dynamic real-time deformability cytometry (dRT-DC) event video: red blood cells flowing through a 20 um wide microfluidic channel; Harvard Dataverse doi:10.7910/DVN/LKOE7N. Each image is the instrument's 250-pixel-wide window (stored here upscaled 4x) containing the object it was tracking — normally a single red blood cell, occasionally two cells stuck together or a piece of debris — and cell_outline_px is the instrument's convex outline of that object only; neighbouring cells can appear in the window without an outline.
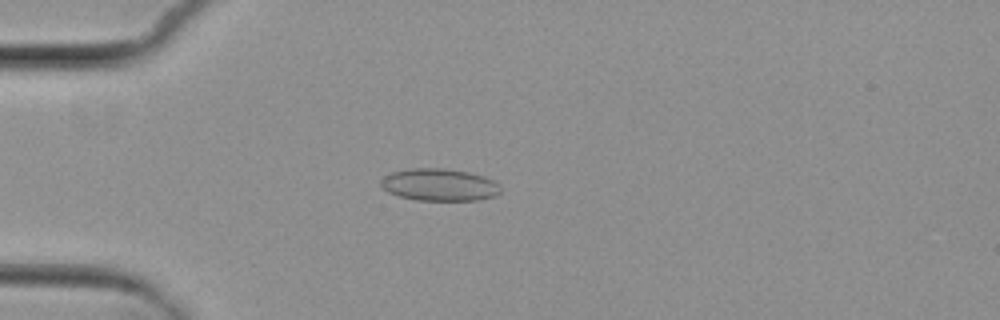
{"species": "common noctule bat (a hibernating species)", "species_latin": "Nyctalus noctula", "temperature_condition": "cold", "stored_images_in_passage": 2, "camera_frame_rate_fps": 3000, "um_per_image_px": 0.085, "animal": {"sex": "female", "body_mass_g": 29.2, "forearm_length_mm": 56.3}, "frame": {"image": 1, "passage_image": 2, "time_ms": 1.333, "image_size_px": [1000, 320], "cell_outline_px": [[500, 192], [496, 196], [476, 200], [416, 200], [400, 196], [388, 192], [380, 184], [380, 180], [384, 176], [392, 172], [412, 168], [444, 168], [468, 172], [484, 176], [500, 184]], "centroid_in_image_um": [37.36, 15.7], "position_along_channel_um": 47.6, "area_um2": 22.48}}